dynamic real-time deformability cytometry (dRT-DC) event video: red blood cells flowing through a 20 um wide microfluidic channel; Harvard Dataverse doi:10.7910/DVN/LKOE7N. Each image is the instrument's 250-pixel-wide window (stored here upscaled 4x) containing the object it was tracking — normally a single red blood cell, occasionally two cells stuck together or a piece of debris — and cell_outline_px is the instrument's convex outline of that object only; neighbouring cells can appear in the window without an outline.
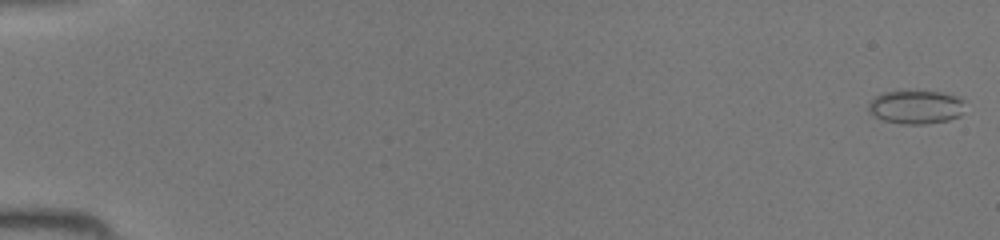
{"species": "common noctule bat (a hibernating species)", "species_latin": "Nyctalus noctula", "temperature_condition": "room temperature", "stored_images_in_passage": 46, "camera_frame_rate_fps": 3000, "um_per_image_px": 0.085, "animal": {"sex": "female", "body_mass_g": 19.5, "forearm_length_mm": 54.1}, "frame": {"image": 1, "passage_image": 1, "time_ms": 0.0, "image_size_px": [1000, 240], "cell_outline_px": [[964, 100], [960, 116], [948, 120], [928, 124], [900, 124], [880, 120], [868, 112], [868, 104], [876, 96], [884, 92], [940, 92], [956, 96]], "centroid_in_image_um": [77.82, 9.13], "position_along_channel_um": 7.2, "area_um2": 18.79}}
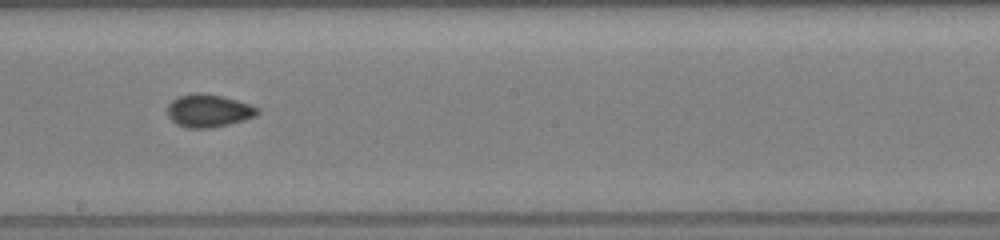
{"frame": {"image": 2, "passage_image": 27, "time_ms": 8.667, "image_size_px": [1000, 240], "cell_outline_px": [[260, 112], [256, 116], [244, 120], [212, 128], [188, 128], [176, 124], [168, 116], [168, 104], [172, 100], [180, 96], [196, 92], [200, 92], [220, 96], [236, 100], [260, 108]], "centroid_in_image_um": [17.73, 9.42], "position_along_channel_um": 230.5, "area_um2": 17.17}}
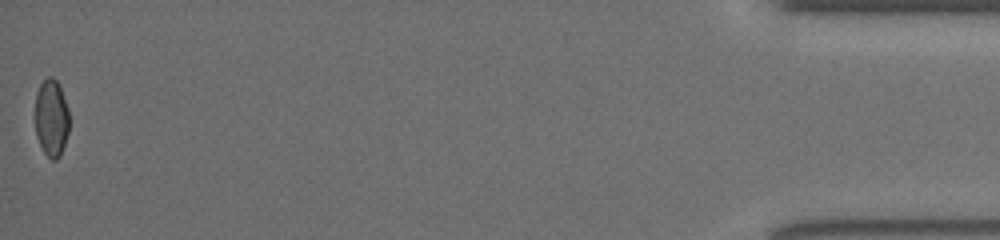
{"frame": {"image": 3, "passage_image": 46, "time_ms": 15.0, "image_size_px": [1000, 240], "cell_outline_px": [[68, 132], [60, 156], [56, 160], [52, 160], [44, 152], [36, 136], [36, 92], [40, 84], [48, 76], [52, 76], [56, 80], [60, 88], [68, 108]], "centroid_in_image_um": [4.36, 10.02], "position_along_channel_um": 430.8, "area_um2": 15.14}}